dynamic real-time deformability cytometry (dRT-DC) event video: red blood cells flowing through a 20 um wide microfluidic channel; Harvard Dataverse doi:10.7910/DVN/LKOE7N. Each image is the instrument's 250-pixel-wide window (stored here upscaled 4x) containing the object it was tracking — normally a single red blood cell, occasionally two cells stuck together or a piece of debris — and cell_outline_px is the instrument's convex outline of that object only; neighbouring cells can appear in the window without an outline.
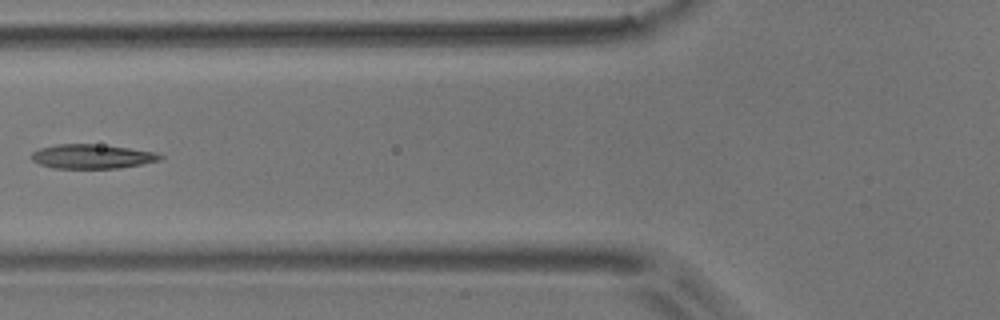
{"species": "common noctule bat (a hibernating species)", "species_latin": "Nyctalus noctula", "temperature_condition": "room temperature", "stored_images_in_passage": 5, "camera_frame_rate_fps": 3000, "um_per_image_px": 0.085, "animal": {"sex": "male", "body_mass_g": 17.9}, "frame": {"image": 1, "passage_image": 5, "time_ms": 1.333, "image_size_px": [1000, 320], "cell_outline_px": [[164, 156], [160, 160], [140, 164], [116, 168], [52, 168], [40, 164], [32, 160], [28, 156], [32, 152], [40, 148], [56, 144], [92, 144], [128, 148], [156, 152]], "centroid_in_image_um": [7.77, 13.3], "position_along_channel_um": 118.0, "area_um2": 18.09}}